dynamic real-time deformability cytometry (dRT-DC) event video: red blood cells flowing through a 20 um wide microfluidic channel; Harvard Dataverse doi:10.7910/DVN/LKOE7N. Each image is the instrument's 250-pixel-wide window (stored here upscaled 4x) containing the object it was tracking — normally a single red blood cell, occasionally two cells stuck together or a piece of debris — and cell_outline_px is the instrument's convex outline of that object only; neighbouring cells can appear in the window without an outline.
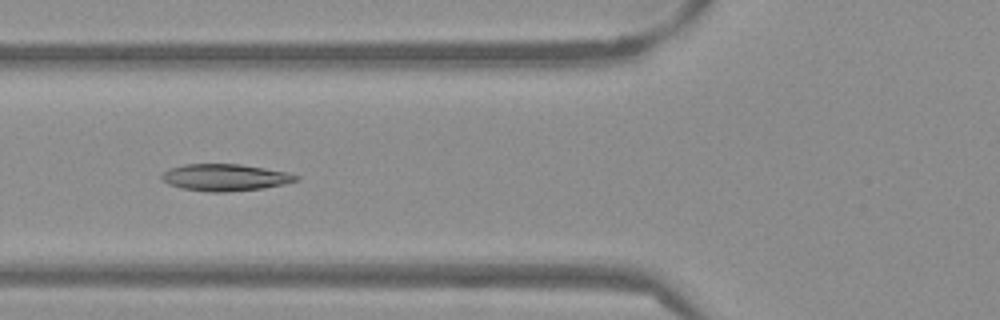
{"species": "Egyptian fruit bat (a non-hibernating species)", "species_latin": "Rousettus aegyptiacus", "temperature_condition": "warm", "stored_images_in_passage": 53, "camera_frame_rate_fps": 3000, "um_per_image_px": 0.085, "frame": {"image": 1, "passage_image": 20, "time_ms": 6.333, "image_size_px": [1000, 320], "cell_outline_px": [[300, 180], [284, 184], [264, 188], [224, 192], [208, 192], [180, 188], [168, 184], [160, 176], [168, 168], [184, 164], [240, 164], [288, 172], [300, 176]], "centroid_in_image_um": [19.14, 15.08], "position_along_channel_um": 106.7, "area_um2": 21.15}}
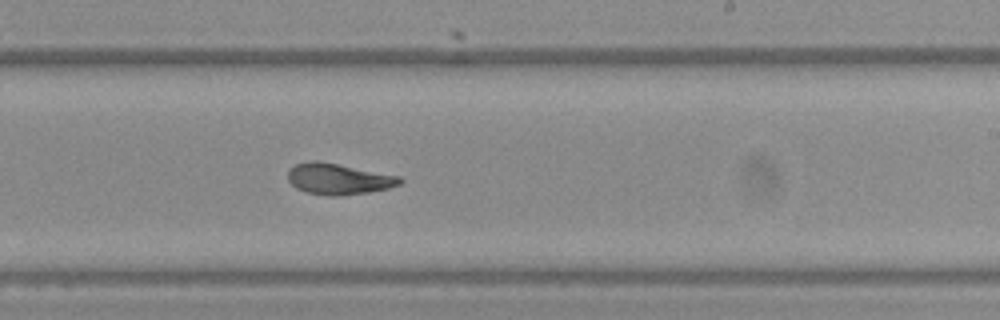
{"frame": {"image": 2, "passage_image": 32, "time_ms": 10.333, "image_size_px": [1000, 320], "cell_outline_px": [[404, 180], [400, 184], [388, 188], [368, 192], [340, 196], [328, 196], [308, 192], [296, 188], [288, 180], [288, 168], [296, 164], [308, 160], [316, 160], [400, 176]], "centroid_in_image_um": [28.75, 15.21], "position_along_channel_um": 260.2, "area_um2": 20.23}}
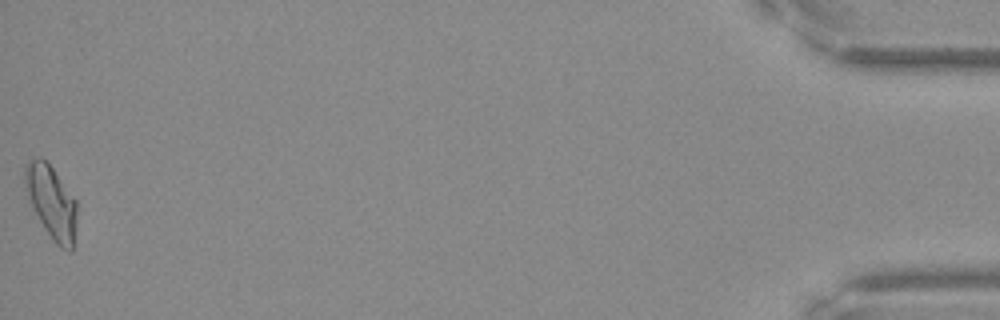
{"frame": {"image": 3, "passage_image": 53, "time_ms": 17.333, "image_size_px": [1000, 320], "cell_outline_px": [[76, 228], [72, 252], [68, 252], [60, 248], [52, 240], [44, 228], [32, 208], [28, 200], [24, 180], [24, 164], [28, 160], [40, 156], [52, 168], [76, 200]], "centroid_in_image_um": [4.35, 17.2], "position_along_channel_um": 430.8, "area_um2": 22.25}, "authors_computed_cell_mechanics": {"area_um2": 20.8658, "velocity_mm_per_s": 3.833, "shape_relaxation_time_tau1_ms": null, "shape_relaxation_time_tau2_ms": 1.9297, "deformation_change_tau1": null, "deformation_change_tau2": 0.0721}}